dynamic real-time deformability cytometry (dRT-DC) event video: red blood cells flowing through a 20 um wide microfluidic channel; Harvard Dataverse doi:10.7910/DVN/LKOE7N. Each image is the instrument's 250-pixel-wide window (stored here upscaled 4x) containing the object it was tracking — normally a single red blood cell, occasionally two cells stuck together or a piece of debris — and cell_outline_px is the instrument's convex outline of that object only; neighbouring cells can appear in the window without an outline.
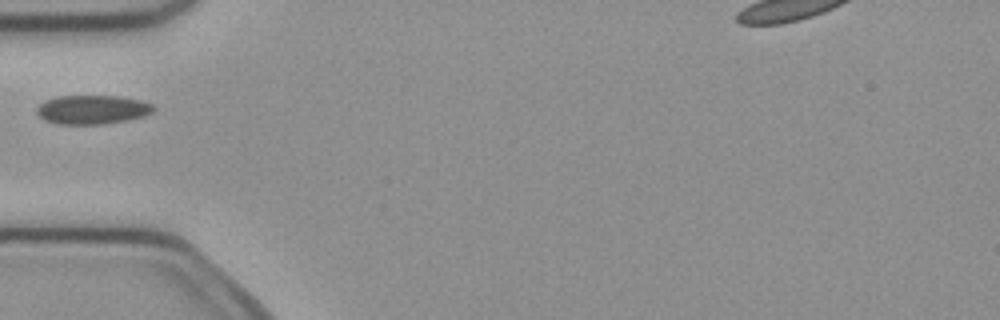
{"species": "common noctule bat (a hibernating species)", "species_latin": "Nyctalus noctula", "temperature_condition": "cold", "stored_images_in_passage": 3, "camera_frame_rate_fps": 3000, "um_per_image_px": 0.085, "animal": {"sex": "female", "body_mass_g": 21.9}, "frame": {"image": 1, "passage_image": 3, "time_ms": 0.667, "image_size_px": [1000, 320], "cell_outline_px": [[156, 108], [152, 112], [144, 116], [128, 120], [104, 124], [56, 124], [44, 120], [36, 112], [36, 108], [44, 100], [56, 96], [120, 96], [140, 100], [152, 104]], "centroid_in_image_um": [7.84, 9.32], "position_along_channel_um": 77.2, "area_um2": 19.88}}